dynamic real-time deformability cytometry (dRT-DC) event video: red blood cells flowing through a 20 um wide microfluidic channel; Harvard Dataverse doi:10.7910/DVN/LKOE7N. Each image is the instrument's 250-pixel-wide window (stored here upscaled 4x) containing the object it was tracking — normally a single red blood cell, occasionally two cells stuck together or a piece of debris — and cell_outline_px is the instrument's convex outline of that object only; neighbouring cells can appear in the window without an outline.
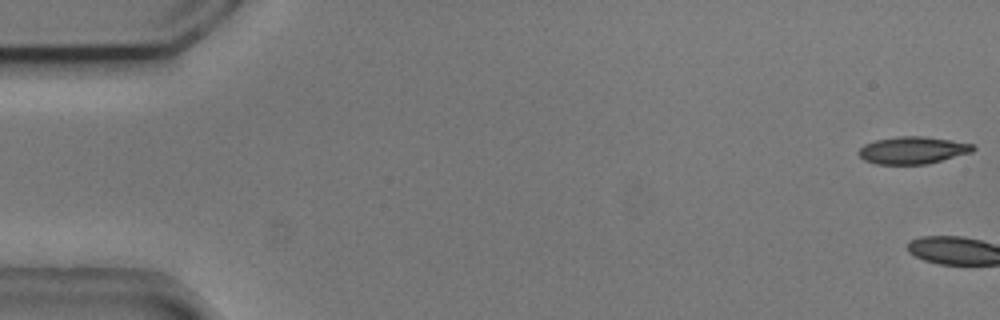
{"species": "common noctule bat (a hibernating species)", "species_latin": "Nyctalus noctula", "temperature_condition": "cold", "stored_images_in_passage": 3, "camera_frame_rate_fps": 3000, "um_per_image_px": 0.085, "animal": {"sex": "male", "body_mass_g": 20.5, "forearm_length_mm": 52.5}, "frame": {"image": 1, "passage_image": 1, "time_ms": 0.0, "image_size_px": [1000, 320], "cell_outline_px": [[976, 148], [972, 152], [928, 164], [876, 164], [864, 160], [856, 152], [864, 144], [876, 140], [896, 136], [924, 136], [972, 144]], "centroid_in_image_um": [77.55, 12.77], "position_along_channel_um": 7.5, "area_um2": 18.15}}